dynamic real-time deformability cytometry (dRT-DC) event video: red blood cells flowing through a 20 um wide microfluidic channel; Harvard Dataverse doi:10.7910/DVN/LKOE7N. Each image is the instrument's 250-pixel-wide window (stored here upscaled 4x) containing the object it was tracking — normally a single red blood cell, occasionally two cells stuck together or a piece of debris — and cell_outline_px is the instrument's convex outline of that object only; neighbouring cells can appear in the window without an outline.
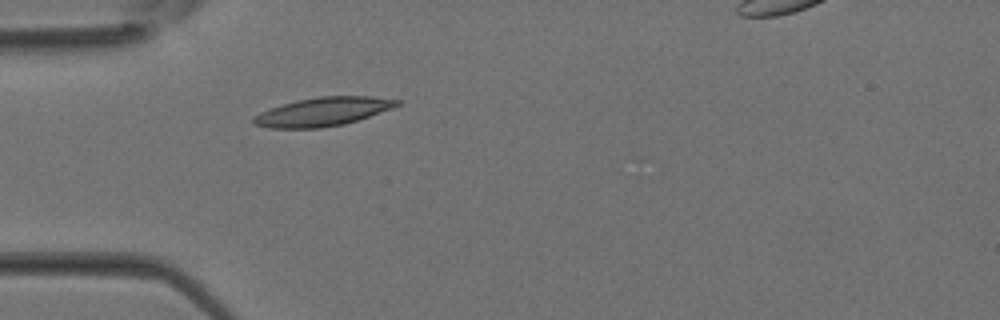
{"species": "Egyptian fruit bat (a non-hibernating species)", "species_latin": "Rousettus aegyptiacus", "temperature_condition": "room temperature", "stored_images_in_passage": 3, "camera_frame_rate_fps": 3000, "um_per_image_px": 0.085, "animal": {"sex": "female"}, "frame": {"image": 1, "passage_image": 3, "time_ms": 0.667, "image_size_px": [1000, 320], "cell_outline_px": [[400, 104], [392, 108], [344, 124], [320, 128], [268, 128], [256, 124], [252, 120], [252, 116], [260, 112], [296, 100], [320, 96], [372, 96], [400, 100]], "centroid_in_image_um": [27.43, 9.49], "position_along_channel_um": 57.6, "area_um2": 23.7}}